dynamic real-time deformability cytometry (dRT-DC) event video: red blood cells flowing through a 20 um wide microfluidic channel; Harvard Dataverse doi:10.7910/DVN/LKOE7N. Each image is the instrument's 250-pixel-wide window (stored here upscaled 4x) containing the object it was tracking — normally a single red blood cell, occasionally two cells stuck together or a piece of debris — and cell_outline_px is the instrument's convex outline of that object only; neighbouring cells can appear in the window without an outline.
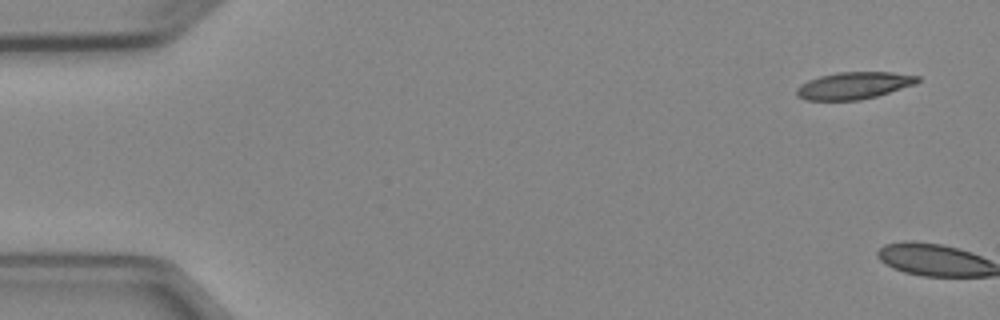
{"species": "Egyptian fruit bat (a non-hibernating species)", "species_latin": "Rousettus aegyptiacus", "temperature_condition": "cold", "stored_images_in_passage": 2, "camera_frame_rate_fps": 3000, "um_per_image_px": 0.085, "animal": {"sex": "female"}, "frame": {"image": 1, "passage_image": 1, "time_ms": 0.0, "image_size_px": [1000, 320], "cell_outline_px": [[920, 80], [916, 84], [876, 96], [860, 100], [804, 100], [796, 96], [796, 88], [800, 84], [808, 80], [820, 76], [836, 72], [892, 72], [920, 76]], "centroid_in_image_um": [72.56, 7.27], "position_along_channel_um": 12.4, "area_um2": 19.19}}